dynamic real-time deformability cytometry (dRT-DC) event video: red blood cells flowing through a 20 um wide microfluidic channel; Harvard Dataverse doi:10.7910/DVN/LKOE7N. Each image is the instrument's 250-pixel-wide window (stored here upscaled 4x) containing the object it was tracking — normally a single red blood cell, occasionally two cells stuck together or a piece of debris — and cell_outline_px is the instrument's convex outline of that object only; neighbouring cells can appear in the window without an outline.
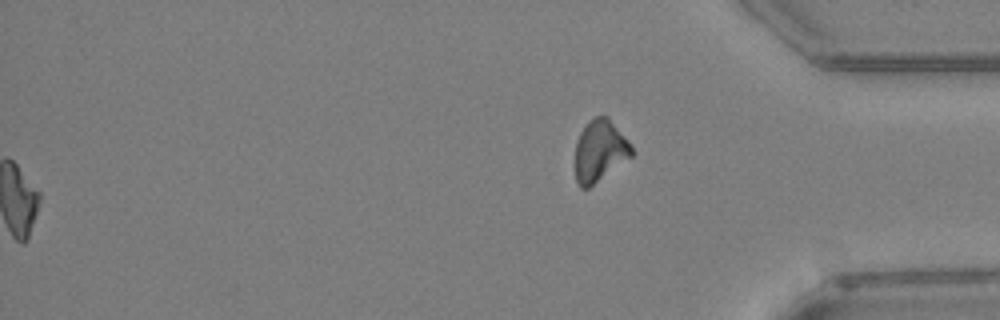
{"species": "Egyptian fruit bat (a non-hibernating species)", "species_latin": "Rousettus aegyptiacus", "temperature_condition": "warm", "stored_images_in_passage": 38, "segment_of_instrument_passage": [2, 2], "camera_frame_rate_fps": 3000, "um_per_image_px": 0.085, "animal": {"sex": "female"}, "frame": {"image": 1, "passage_image": 38, "time_ms": 12.333, "image_size_px": [1000, 320], "cell_outline_px": [[632, 156], [588, 188], [580, 188], [576, 180], [576, 140], [580, 132], [588, 120], [596, 116], [608, 116], [632, 144]], "centroid_in_image_um": [50.98, 12.79], "position_along_channel_um": 384.2, "area_um2": 20.23}}